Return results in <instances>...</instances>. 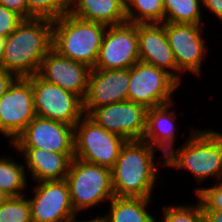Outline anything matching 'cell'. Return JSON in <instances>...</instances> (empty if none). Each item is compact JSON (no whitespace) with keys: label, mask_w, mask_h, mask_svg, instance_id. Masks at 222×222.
<instances>
[{"label":"cell","mask_w":222,"mask_h":222,"mask_svg":"<svg viewBox=\"0 0 222 222\" xmlns=\"http://www.w3.org/2000/svg\"><path fill=\"white\" fill-rule=\"evenodd\" d=\"M157 151L160 152L143 140L125 143L115 165L111 168L115 196L153 197L154 189H156L154 186H157L158 180H160L158 183H161V180L164 181L158 171H160L159 168L165 167V156L160 154L156 159Z\"/></svg>","instance_id":"obj_1"},{"label":"cell","mask_w":222,"mask_h":222,"mask_svg":"<svg viewBox=\"0 0 222 222\" xmlns=\"http://www.w3.org/2000/svg\"><path fill=\"white\" fill-rule=\"evenodd\" d=\"M53 20L47 18L24 19L6 37L0 67L16 77H29L38 73L41 62L52 49Z\"/></svg>","instance_id":"obj_2"},{"label":"cell","mask_w":222,"mask_h":222,"mask_svg":"<svg viewBox=\"0 0 222 222\" xmlns=\"http://www.w3.org/2000/svg\"><path fill=\"white\" fill-rule=\"evenodd\" d=\"M189 129L187 140L165 156V168L186 170L201 187L205 179L222 181V132Z\"/></svg>","instance_id":"obj_3"},{"label":"cell","mask_w":222,"mask_h":222,"mask_svg":"<svg viewBox=\"0 0 222 222\" xmlns=\"http://www.w3.org/2000/svg\"><path fill=\"white\" fill-rule=\"evenodd\" d=\"M107 25L82 20L69 12L53 20L52 49L59 55L95 67Z\"/></svg>","instance_id":"obj_4"},{"label":"cell","mask_w":222,"mask_h":222,"mask_svg":"<svg viewBox=\"0 0 222 222\" xmlns=\"http://www.w3.org/2000/svg\"><path fill=\"white\" fill-rule=\"evenodd\" d=\"M72 207L77 215L110 202L115 196L111 169L73 158L65 177ZM100 203V204H99Z\"/></svg>","instance_id":"obj_5"},{"label":"cell","mask_w":222,"mask_h":222,"mask_svg":"<svg viewBox=\"0 0 222 222\" xmlns=\"http://www.w3.org/2000/svg\"><path fill=\"white\" fill-rule=\"evenodd\" d=\"M126 142L84 115L74 127V158L111 169Z\"/></svg>","instance_id":"obj_6"},{"label":"cell","mask_w":222,"mask_h":222,"mask_svg":"<svg viewBox=\"0 0 222 222\" xmlns=\"http://www.w3.org/2000/svg\"><path fill=\"white\" fill-rule=\"evenodd\" d=\"M182 87L169 73L142 61L129 68L127 100L149 108L174 102V92Z\"/></svg>","instance_id":"obj_7"},{"label":"cell","mask_w":222,"mask_h":222,"mask_svg":"<svg viewBox=\"0 0 222 222\" xmlns=\"http://www.w3.org/2000/svg\"><path fill=\"white\" fill-rule=\"evenodd\" d=\"M27 78L31 81L36 116L75 127V124L85 115L81 97L58 85L46 82L37 74Z\"/></svg>","instance_id":"obj_8"},{"label":"cell","mask_w":222,"mask_h":222,"mask_svg":"<svg viewBox=\"0 0 222 222\" xmlns=\"http://www.w3.org/2000/svg\"><path fill=\"white\" fill-rule=\"evenodd\" d=\"M205 25L175 24L165 22V34L171 47L177 68L183 73L202 77V63L208 57ZM205 58V59H204Z\"/></svg>","instance_id":"obj_9"},{"label":"cell","mask_w":222,"mask_h":222,"mask_svg":"<svg viewBox=\"0 0 222 222\" xmlns=\"http://www.w3.org/2000/svg\"><path fill=\"white\" fill-rule=\"evenodd\" d=\"M35 116L31 81L17 77L0 99V135L11 144Z\"/></svg>","instance_id":"obj_10"},{"label":"cell","mask_w":222,"mask_h":222,"mask_svg":"<svg viewBox=\"0 0 222 222\" xmlns=\"http://www.w3.org/2000/svg\"><path fill=\"white\" fill-rule=\"evenodd\" d=\"M138 61V23L107 26L94 68L129 69Z\"/></svg>","instance_id":"obj_11"},{"label":"cell","mask_w":222,"mask_h":222,"mask_svg":"<svg viewBox=\"0 0 222 222\" xmlns=\"http://www.w3.org/2000/svg\"><path fill=\"white\" fill-rule=\"evenodd\" d=\"M31 189L32 222H70L77 215L65 179L36 182Z\"/></svg>","instance_id":"obj_12"},{"label":"cell","mask_w":222,"mask_h":222,"mask_svg":"<svg viewBox=\"0 0 222 222\" xmlns=\"http://www.w3.org/2000/svg\"><path fill=\"white\" fill-rule=\"evenodd\" d=\"M148 108L132 101H123L93 109L88 116L109 132L127 141L143 140Z\"/></svg>","instance_id":"obj_13"},{"label":"cell","mask_w":222,"mask_h":222,"mask_svg":"<svg viewBox=\"0 0 222 222\" xmlns=\"http://www.w3.org/2000/svg\"><path fill=\"white\" fill-rule=\"evenodd\" d=\"M9 145L13 148H40L49 152L74 153V127L35 116Z\"/></svg>","instance_id":"obj_14"},{"label":"cell","mask_w":222,"mask_h":222,"mask_svg":"<svg viewBox=\"0 0 222 222\" xmlns=\"http://www.w3.org/2000/svg\"><path fill=\"white\" fill-rule=\"evenodd\" d=\"M129 69L103 70L92 68L85 98L84 114L93 109L113 103L127 101Z\"/></svg>","instance_id":"obj_15"},{"label":"cell","mask_w":222,"mask_h":222,"mask_svg":"<svg viewBox=\"0 0 222 222\" xmlns=\"http://www.w3.org/2000/svg\"><path fill=\"white\" fill-rule=\"evenodd\" d=\"M139 59L169 73L180 85L183 73L177 68L163 23H138Z\"/></svg>","instance_id":"obj_16"},{"label":"cell","mask_w":222,"mask_h":222,"mask_svg":"<svg viewBox=\"0 0 222 222\" xmlns=\"http://www.w3.org/2000/svg\"><path fill=\"white\" fill-rule=\"evenodd\" d=\"M90 72L89 66L63 57L51 49L42 60L37 75L84 99Z\"/></svg>","instance_id":"obj_17"},{"label":"cell","mask_w":222,"mask_h":222,"mask_svg":"<svg viewBox=\"0 0 222 222\" xmlns=\"http://www.w3.org/2000/svg\"><path fill=\"white\" fill-rule=\"evenodd\" d=\"M11 148L23 156L26 172L32 182L65 179L74 153L49 152L40 148ZM20 152V153H19Z\"/></svg>","instance_id":"obj_18"},{"label":"cell","mask_w":222,"mask_h":222,"mask_svg":"<svg viewBox=\"0 0 222 222\" xmlns=\"http://www.w3.org/2000/svg\"><path fill=\"white\" fill-rule=\"evenodd\" d=\"M175 104L176 102H172L149 108L147 112V126L143 141L157 148L164 156L177 146L176 137L180 128L176 125L177 112L173 110Z\"/></svg>","instance_id":"obj_19"},{"label":"cell","mask_w":222,"mask_h":222,"mask_svg":"<svg viewBox=\"0 0 222 222\" xmlns=\"http://www.w3.org/2000/svg\"><path fill=\"white\" fill-rule=\"evenodd\" d=\"M68 12L82 20L107 26L127 22L125 0H68Z\"/></svg>","instance_id":"obj_20"},{"label":"cell","mask_w":222,"mask_h":222,"mask_svg":"<svg viewBox=\"0 0 222 222\" xmlns=\"http://www.w3.org/2000/svg\"><path fill=\"white\" fill-rule=\"evenodd\" d=\"M152 202V198L114 196L108 203L109 211L102 216L105 222H157L150 211Z\"/></svg>","instance_id":"obj_21"},{"label":"cell","mask_w":222,"mask_h":222,"mask_svg":"<svg viewBox=\"0 0 222 222\" xmlns=\"http://www.w3.org/2000/svg\"><path fill=\"white\" fill-rule=\"evenodd\" d=\"M13 159L12 154L1 155L0 157V190L9 197H20L26 195L29 189L27 186L28 173L26 172L24 161L21 163ZM26 190V191H25Z\"/></svg>","instance_id":"obj_22"},{"label":"cell","mask_w":222,"mask_h":222,"mask_svg":"<svg viewBox=\"0 0 222 222\" xmlns=\"http://www.w3.org/2000/svg\"><path fill=\"white\" fill-rule=\"evenodd\" d=\"M163 7L164 22L205 25L202 0H163Z\"/></svg>","instance_id":"obj_23"},{"label":"cell","mask_w":222,"mask_h":222,"mask_svg":"<svg viewBox=\"0 0 222 222\" xmlns=\"http://www.w3.org/2000/svg\"><path fill=\"white\" fill-rule=\"evenodd\" d=\"M125 13L129 23H163V0H125Z\"/></svg>","instance_id":"obj_24"},{"label":"cell","mask_w":222,"mask_h":222,"mask_svg":"<svg viewBox=\"0 0 222 222\" xmlns=\"http://www.w3.org/2000/svg\"><path fill=\"white\" fill-rule=\"evenodd\" d=\"M163 214L157 222H203V208L197 198L194 204H173L162 207Z\"/></svg>","instance_id":"obj_25"},{"label":"cell","mask_w":222,"mask_h":222,"mask_svg":"<svg viewBox=\"0 0 222 222\" xmlns=\"http://www.w3.org/2000/svg\"><path fill=\"white\" fill-rule=\"evenodd\" d=\"M27 19H58L68 12V0H26Z\"/></svg>","instance_id":"obj_26"},{"label":"cell","mask_w":222,"mask_h":222,"mask_svg":"<svg viewBox=\"0 0 222 222\" xmlns=\"http://www.w3.org/2000/svg\"><path fill=\"white\" fill-rule=\"evenodd\" d=\"M27 194L20 197H9L0 205V222H32Z\"/></svg>","instance_id":"obj_27"},{"label":"cell","mask_w":222,"mask_h":222,"mask_svg":"<svg viewBox=\"0 0 222 222\" xmlns=\"http://www.w3.org/2000/svg\"><path fill=\"white\" fill-rule=\"evenodd\" d=\"M194 189L203 210H222V181L215 182L211 187L197 186Z\"/></svg>","instance_id":"obj_28"},{"label":"cell","mask_w":222,"mask_h":222,"mask_svg":"<svg viewBox=\"0 0 222 222\" xmlns=\"http://www.w3.org/2000/svg\"><path fill=\"white\" fill-rule=\"evenodd\" d=\"M23 20L24 18L15 11L0 5V36L8 37Z\"/></svg>","instance_id":"obj_29"},{"label":"cell","mask_w":222,"mask_h":222,"mask_svg":"<svg viewBox=\"0 0 222 222\" xmlns=\"http://www.w3.org/2000/svg\"><path fill=\"white\" fill-rule=\"evenodd\" d=\"M0 5L15 11L17 14L27 19V1L26 0H0Z\"/></svg>","instance_id":"obj_30"},{"label":"cell","mask_w":222,"mask_h":222,"mask_svg":"<svg viewBox=\"0 0 222 222\" xmlns=\"http://www.w3.org/2000/svg\"><path fill=\"white\" fill-rule=\"evenodd\" d=\"M202 9L208 10L222 24V0H202Z\"/></svg>","instance_id":"obj_31"},{"label":"cell","mask_w":222,"mask_h":222,"mask_svg":"<svg viewBox=\"0 0 222 222\" xmlns=\"http://www.w3.org/2000/svg\"><path fill=\"white\" fill-rule=\"evenodd\" d=\"M17 77L0 67V99Z\"/></svg>","instance_id":"obj_32"},{"label":"cell","mask_w":222,"mask_h":222,"mask_svg":"<svg viewBox=\"0 0 222 222\" xmlns=\"http://www.w3.org/2000/svg\"><path fill=\"white\" fill-rule=\"evenodd\" d=\"M203 222H222V210H203Z\"/></svg>","instance_id":"obj_33"},{"label":"cell","mask_w":222,"mask_h":222,"mask_svg":"<svg viewBox=\"0 0 222 222\" xmlns=\"http://www.w3.org/2000/svg\"><path fill=\"white\" fill-rule=\"evenodd\" d=\"M70 222H105L102 215L95 216L93 219H81L79 220L78 215H76Z\"/></svg>","instance_id":"obj_34"},{"label":"cell","mask_w":222,"mask_h":222,"mask_svg":"<svg viewBox=\"0 0 222 222\" xmlns=\"http://www.w3.org/2000/svg\"><path fill=\"white\" fill-rule=\"evenodd\" d=\"M5 43H6V38L0 36V65L2 62L3 54H4Z\"/></svg>","instance_id":"obj_35"},{"label":"cell","mask_w":222,"mask_h":222,"mask_svg":"<svg viewBox=\"0 0 222 222\" xmlns=\"http://www.w3.org/2000/svg\"><path fill=\"white\" fill-rule=\"evenodd\" d=\"M8 198L9 196L0 190V205L3 204Z\"/></svg>","instance_id":"obj_36"}]
</instances>
